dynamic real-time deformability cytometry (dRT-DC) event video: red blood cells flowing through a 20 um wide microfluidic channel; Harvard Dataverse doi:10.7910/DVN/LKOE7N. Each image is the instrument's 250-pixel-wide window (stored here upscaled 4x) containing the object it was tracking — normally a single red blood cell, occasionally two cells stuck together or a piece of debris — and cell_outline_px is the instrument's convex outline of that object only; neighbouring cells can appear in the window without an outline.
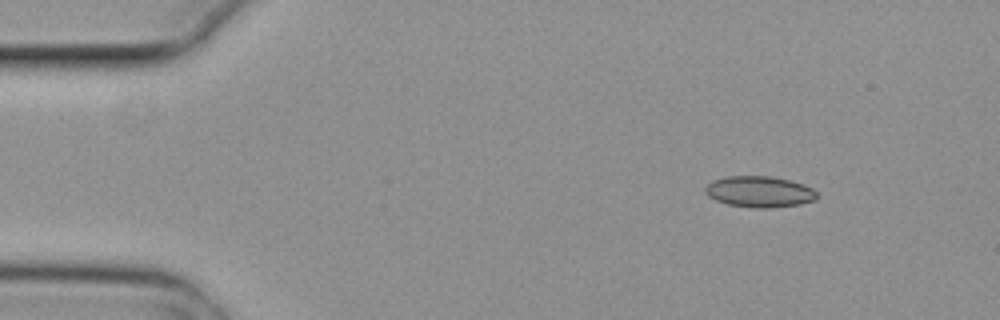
{"species": "common noctule bat (a hibernating species)", "species_latin": "Nyctalus noctula", "temperature_condition": "cold", "stored_images_in_passage": 7, "camera_frame_rate_fps": 3000, "um_per_image_px": 0.085, "animal": {"sex": "female", "body_mass_g": 29.2, "forearm_length_mm": 56.3}, "frame": {"image": 1, "passage_image": 1, "time_ms": 0.0, "image_size_px": [1000, 320], "cell_outline_px": [[816, 200], [800, 204], [772, 208], [752, 208], [728, 204], [716, 200], [708, 196], [704, 192], [704, 188], [712, 180], [728, 176], [768, 176], [788, 180], [804, 184], [812, 188], [816, 192]], "centroid_in_image_um": [64.54, 16.3], "position_along_channel_um": 20.5, "area_um2": 20.29}}
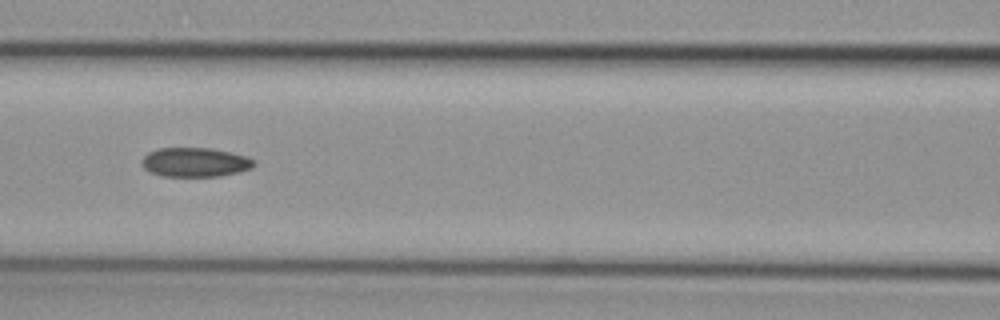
{"frame": {"image": 2, "passage_image": 6, "time_ms": 1.667, "image_size_px": [1000, 320], "cell_outline_px": [[256, 164], [252, 168], [240, 172], [220, 176], [160, 176], [148, 172], [144, 168], [144, 156], [148, 152], [160, 148], [208, 148], [228, 152], [244, 156], [256, 160]], "centroid_in_image_um": [16.6, 13.8], "position_along_channel_um": 150.0, "area_um2": 19.02}}
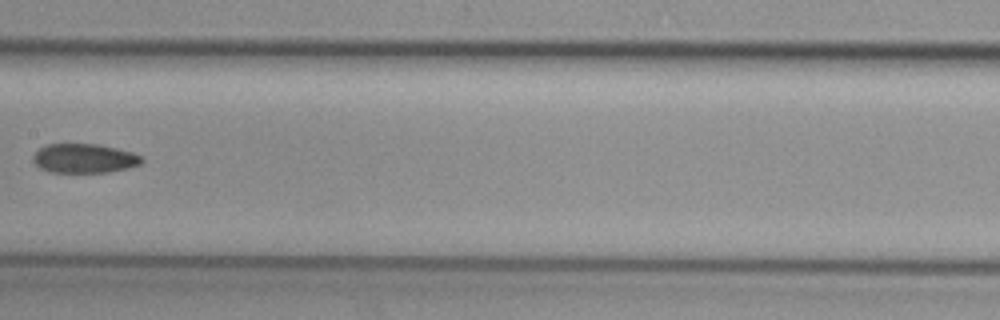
{"frame": {"image": 3, "passage_image": 7, "time_ms": 2.0, "image_size_px": [1000, 320], "cell_outline_px": [[144, 160], [140, 164], [128, 168], [108, 172], [48, 172], [40, 168], [32, 160], [32, 156], [40, 148], [48, 144], [100, 144], [132, 152], [144, 156]], "centroid_in_image_um": [7.18, 13.46], "position_along_channel_um": 200.2, "area_um2": 18.61}}